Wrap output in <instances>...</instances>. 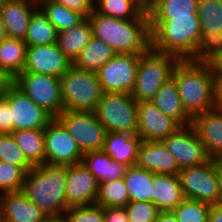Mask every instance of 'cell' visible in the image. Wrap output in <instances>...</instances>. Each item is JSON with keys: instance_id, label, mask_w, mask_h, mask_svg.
<instances>
[{"instance_id": "24", "label": "cell", "mask_w": 222, "mask_h": 222, "mask_svg": "<svg viewBox=\"0 0 222 222\" xmlns=\"http://www.w3.org/2000/svg\"><path fill=\"white\" fill-rule=\"evenodd\" d=\"M151 202L159 211H172L184 199L178 175L154 174Z\"/></svg>"}, {"instance_id": "8", "label": "cell", "mask_w": 222, "mask_h": 222, "mask_svg": "<svg viewBox=\"0 0 222 222\" xmlns=\"http://www.w3.org/2000/svg\"><path fill=\"white\" fill-rule=\"evenodd\" d=\"M197 14L201 37L189 60L212 63L222 54V1L198 0Z\"/></svg>"}, {"instance_id": "37", "label": "cell", "mask_w": 222, "mask_h": 222, "mask_svg": "<svg viewBox=\"0 0 222 222\" xmlns=\"http://www.w3.org/2000/svg\"><path fill=\"white\" fill-rule=\"evenodd\" d=\"M210 204L185 198L172 210L178 222H207Z\"/></svg>"}, {"instance_id": "27", "label": "cell", "mask_w": 222, "mask_h": 222, "mask_svg": "<svg viewBox=\"0 0 222 222\" xmlns=\"http://www.w3.org/2000/svg\"><path fill=\"white\" fill-rule=\"evenodd\" d=\"M27 45L22 39L5 38L0 42V72L12 81L23 72Z\"/></svg>"}, {"instance_id": "11", "label": "cell", "mask_w": 222, "mask_h": 222, "mask_svg": "<svg viewBox=\"0 0 222 222\" xmlns=\"http://www.w3.org/2000/svg\"><path fill=\"white\" fill-rule=\"evenodd\" d=\"M185 198L210 205L218 204L219 189L214 159L191 167H184L178 173Z\"/></svg>"}, {"instance_id": "19", "label": "cell", "mask_w": 222, "mask_h": 222, "mask_svg": "<svg viewBox=\"0 0 222 222\" xmlns=\"http://www.w3.org/2000/svg\"><path fill=\"white\" fill-rule=\"evenodd\" d=\"M2 222H45L49 217L20 190L0 195Z\"/></svg>"}, {"instance_id": "17", "label": "cell", "mask_w": 222, "mask_h": 222, "mask_svg": "<svg viewBox=\"0 0 222 222\" xmlns=\"http://www.w3.org/2000/svg\"><path fill=\"white\" fill-rule=\"evenodd\" d=\"M97 194L98 182L82 162L67 165L65 197L68 208L94 204Z\"/></svg>"}, {"instance_id": "48", "label": "cell", "mask_w": 222, "mask_h": 222, "mask_svg": "<svg viewBox=\"0 0 222 222\" xmlns=\"http://www.w3.org/2000/svg\"><path fill=\"white\" fill-rule=\"evenodd\" d=\"M155 222H178L172 211H160Z\"/></svg>"}, {"instance_id": "14", "label": "cell", "mask_w": 222, "mask_h": 222, "mask_svg": "<svg viewBox=\"0 0 222 222\" xmlns=\"http://www.w3.org/2000/svg\"><path fill=\"white\" fill-rule=\"evenodd\" d=\"M45 163L73 165L82 162L83 153L64 125L53 118L44 129Z\"/></svg>"}, {"instance_id": "41", "label": "cell", "mask_w": 222, "mask_h": 222, "mask_svg": "<svg viewBox=\"0 0 222 222\" xmlns=\"http://www.w3.org/2000/svg\"><path fill=\"white\" fill-rule=\"evenodd\" d=\"M124 208L129 222H155L160 212L155 204L144 201H129Z\"/></svg>"}, {"instance_id": "12", "label": "cell", "mask_w": 222, "mask_h": 222, "mask_svg": "<svg viewBox=\"0 0 222 222\" xmlns=\"http://www.w3.org/2000/svg\"><path fill=\"white\" fill-rule=\"evenodd\" d=\"M3 99L11 108V133L23 129H45L53 119L11 81L3 90Z\"/></svg>"}, {"instance_id": "54", "label": "cell", "mask_w": 222, "mask_h": 222, "mask_svg": "<svg viewBox=\"0 0 222 222\" xmlns=\"http://www.w3.org/2000/svg\"><path fill=\"white\" fill-rule=\"evenodd\" d=\"M7 0H0V9L5 5Z\"/></svg>"}, {"instance_id": "43", "label": "cell", "mask_w": 222, "mask_h": 222, "mask_svg": "<svg viewBox=\"0 0 222 222\" xmlns=\"http://www.w3.org/2000/svg\"><path fill=\"white\" fill-rule=\"evenodd\" d=\"M104 222H129L127 211L124 207H106Z\"/></svg>"}, {"instance_id": "49", "label": "cell", "mask_w": 222, "mask_h": 222, "mask_svg": "<svg viewBox=\"0 0 222 222\" xmlns=\"http://www.w3.org/2000/svg\"><path fill=\"white\" fill-rule=\"evenodd\" d=\"M215 73H222V54L212 62Z\"/></svg>"}, {"instance_id": "29", "label": "cell", "mask_w": 222, "mask_h": 222, "mask_svg": "<svg viewBox=\"0 0 222 222\" xmlns=\"http://www.w3.org/2000/svg\"><path fill=\"white\" fill-rule=\"evenodd\" d=\"M198 0H155L147 7L150 20L198 17Z\"/></svg>"}, {"instance_id": "31", "label": "cell", "mask_w": 222, "mask_h": 222, "mask_svg": "<svg viewBox=\"0 0 222 222\" xmlns=\"http://www.w3.org/2000/svg\"><path fill=\"white\" fill-rule=\"evenodd\" d=\"M155 173L137 165L127 167L123 180L130 201L151 202L153 195L152 180Z\"/></svg>"}, {"instance_id": "23", "label": "cell", "mask_w": 222, "mask_h": 222, "mask_svg": "<svg viewBox=\"0 0 222 222\" xmlns=\"http://www.w3.org/2000/svg\"><path fill=\"white\" fill-rule=\"evenodd\" d=\"M141 141L137 134L107 132L102 150L114 161L129 167L136 165Z\"/></svg>"}, {"instance_id": "40", "label": "cell", "mask_w": 222, "mask_h": 222, "mask_svg": "<svg viewBox=\"0 0 222 222\" xmlns=\"http://www.w3.org/2000/svg\"><path fill=\"white\" fill-rule=\"evenodd\" d=\"M65 222H104V207L98 204L68 208L63 215Z\"/></svg>"}, {"instance_id": "1", "label": "cell", "mask_w": 222, "mask_h": 222, "mask_svg": "<svg viewBox=\"0 0 222 222\" xmlns=\"http://www.w3.org/2000/svg\"><path fill=\"white\" fill-rule=\"evenodd\" d=\"M172 78L186 113L195 116L218 107L216 102V78L212 63L179 60Z\"/></svg>"}, {"instance_id": "13", "label": "cell", "mask_w": 222, "mask_h": 222, "mask_svg": "<svg viewBox=\"0 0 222 222\" xmlns=\"http://www.w3.org/2000/svg\"><path fill=\"white\" fill-rule=\"evenodd\" d=\"M140 55L116 54L96 73L103 93H131Z\"/></svg>"}, {"instance_id": "25", "label": "cell", "mask_w": 222, "mask_h": 222, "mask_svg": "<svg viewBox=\"0 0 222 222\" xmlns=\"http://www.w3.org/2000/svg\"><path fill=\"white\" fill-rule=\"evenodd\" d=\"M164 115L176 120L181 126L192 124V118L186 113L173 78L165 82L151 101Z\"/></svg>"}, {"instance_id": "47", "label": "cell", "mask_w": 222, "mask_h": 222, "mask_svg": "<svg viewBox=\"0 0 222 222\" xmlns=\"http://www.w3.org/2000/svg\"><path fill=\"white\" fill-rule=\"evenodd\" d=\"M216 78V102L222 108V73H215Z\"/></svg>"}, {"instance_id": "35", "label": "cell", "mask_w": 222, "mask_h": 222, "mask_svg": "<svg viewBox=\"0 0 222 222\" xmlns=\"http://www.w3.org/2000/svg\"><path fill=\"white\" fill-rule=\"evenodd\" d=\"M38 6L47 16L49 22L56 28L57 32L70 29L85 19L82 14L69 10L65 6L51 0H38Z\"/></svg>"}, {"instance_id": "4", "label": "cell", "mask_w": 222, "mask_h": 222, "mask_svg": "<svg viewBox=\"0 0 222 222\" xmlns=\"http://www.w3.org/2000/svg\"><path fill=\"white\" fill-rule=\"evenodd\" d=\"M151 48L155 51L190 59L200 41L198 17H173L170 20H150Z\"/></svg>"}, {"instance_id": "45", "label": "cell", "mask_w": 222, "mask_h": 222, "mask_svg": "<svg viewBox=\"0 0 222 222\" xmlns=\"http://www.w3.org/2000/svg\"><path fill=\"white\" fill-rule=\"evenodd\" d=\"M214 165L219 189L218 205H222V158L214 159Z\"/></svg>"}, {"instance_id": "34", "label": "cell", "mask_w": 222, "mask_h": 222, "mask_svg": "<svg viewBox=\"0 0 222 222\" xmlns=\"http://www.w3.org/2000/svg\"><path fill=\"white\" fill-rule=\"evenodd\" d=\"M57 30L47 16L38 8L32 15L24 42L27 47L54 44L57 42Z\"/></svg>"}, {"instance_id": "22", "label": "cell", "mask_w": 222, "mask_h": 222, "mask_svg": "<svg viewBox=\"0 0 222 222\" xmlns=\"http://www.w3.org/2000/svg\"><path fill=\"white\" fill-rule=\"evenodd\" d=\"M38 8V0H7L0 9L7 37L24 40L31 17Z\"/></svg>"}, {"instance_id": "39", "label": "cell", "mask_w": 222, "mask_h": 222, "mask_svg": "<svg viewBox=\"0 0 222 222\" xmlns=\"http://www.w3.org/2000/svg\"><path fill=\"white\" fill-rule=\"evenodd\" d=\"M26 172L20 167L0 161V195L23 189Z\"/></svg>"}, {"instance_id": "52", "label": "cell", "mask_w": 222, "mask_h": 222, "mask_svg": "<svg viewBox=\"0 0 222 222\" xmlns=\"http://www.w3.org/2000/svg\"><path fill=\"white\" fill-rule=\"evenodd\" d=\"M45 222H65L63 217H49Z\"/></svg>"}, {"instance_id": "26", "label": "cell", "mask_w": 222, "mask_h": 222, "mask_svg": "<svg viewBox=\"0 0 222 222\" xmlns=\"http://www.w3.org/2000/svg\"><path fill=\"white\" fill-rule=\"evenodd\" d=\"M93 37L88 18L70 29L57 33L58 48L73 63Z\"/></svg>"}, {"instance_id": "18", "label": "cell", "mask_w": 222, "mask_h": 222, "mask_svg": "<svg viewBox=\"0 0 222 222\" xmlns=\"http://www.w3.org/2000/svg\"><path fill=\"white\" fill-rule=\"evenodd\" d=\"M182 127L173 118L164 115L151 102L138 103V131L141 140L161 141Z\"/></svg>"}, {"instance_id": "32", "label": "cell", "mask_w": 222, "mask_h": 222, "mask_svg": "<svg viewBox=\"0 0 222 222\" xmlns=\"http://www.w3.org/2000/svg\"><path fill=\"white\" fill-rule=\"evenodd\" d=\"M11 134L33 166L45 163L44 129H23L14 131Z\"/></svg>"}, {"instance_id": "30", "label": "cell", "mask_w": 222, "mask_h": 222, "mask_svg": "<svg viewBox=\"0 0 222 222\" xmlns=\"http://www.w3.org/2000/svg\"><path fill=\"white\" fill-rule=\"evenodd\" d=\"M115 55L116 53L109 45L93 36L73 65L81 70L96 73Z\"/></svg>"}, {"instance_id": "20", "label": "cell", "mask_w": 222, "mask_h": 222, "mask_svg": "<svg viewBox=\"0 0 222 222\" xmlns=\"http://www.w3.org/2000/svg\"><path fill=\"white\" fill-rule=\"evenodd\" d=\"M210 159L222 158V108L195 116L191 124Z\"/></svg>"}, {"instance_id": "51", "label": "cell", "mask_w": 222, "mask_h": 222, "mask_svg": "<svg viewBox=\"0 0 222 222\" xmlns=\"http://www.w3.org/2000/svg\"><path fill=\"white\" fill-rule=\"evenodd\" d=\"M5 38H7V34H6V30H5V25L3 23L1 15H0V42L2 40H4Z\"/></svg>"}, {"instance_id": "2", "label": "cell", "mask_w": 222, "mask_h": 222, "mask_svg": "<svg viewBox=\"0 0 222 222\" xmlns=\"http://www.w3.org/2000/svg\"><path fill=\"white\" fill-rule=\"evenodd\" d=\"M88 19L93 36L109 45L116 54L140 55L151 48L147 10L139 18L127 20L104 16L93 10Z\"/></svg>"}, {"instance_id": "36", "label": "cell", "mask_w": 222, "mask_h": 222, "mask_svg": "<svg viewBox=\"0 0 222 222\" xmlns=\"http://www.w3.org/2000/svg\"><path fill=\"white\" fill-rule=\"evenodd\" d=\"M130 201L123 178L98 183L96 204L106 207H125Z\"/></svg>"}, {"instance_id": "6", "label": "cell", "mask_w": 222, "mask_h": 222, "mask_svg": "<svg viewBox=\"0 0 222 222\" xmlns=\"http://www.w3.org/2000/svg\"><path fill=\"white\" fill-rule=\"evenodd\" d=\"M64 110L94 112L103 91L97 73L72 65L61 77Z\"/></svg>"}, {"instance_id": "53", "label": "cell", "mask_w": 222, "mask_h": 222, "mask_svg": "<svg viewBox=\"0 0 222 222\" xmlns=\"http://www.w3.org/2000/svg\"><path fill=\"white\" fill-rule=\"evenodd\" d=\"M146 7L152 4L155 0H140Z\"/></svg>"}, {"instance_id": "44", "label": "cell", "mask_w": 222, "mask_h": 222, "mask_svg": "<svg viewBox=\"0 0 222 222\" xmlns=\"http://www.w3.org/2000/svg\"><path fill=\"white\" fill-rule=\"evenodd\" d=\"M0 133H11V108L3 98L0 100Z\"/></svg>"}, {"instance_id": "42", "label": "cell", "mask_w": 222, "mask_h": 222, "mask_svg": "<svg viewBox=\"0 0 222 222\" xmlns=\"http://www.w3.org/2000/svg\"><path fill=\"white\" fill-rule=\"evenodd\" d=\"M57 4L63 5L69 10L82 14L85 18L94 10V0H51Z\"/></svg>"}, {"instance_id": "16", "label": "cell", "mask_w": 222, "mask_h": 222, "mask_svg": "<svg viewBox=\"0 0 222 222\" xmlns=\"http://www.w3.org/2000/svg\"><path fill=\"white\" fill-rule=\"evenodd\" d=\"M73 63L58 48L56 43L29 46L23 72L61 77Z\"/></svg>"}, {"instance_id": "3", "label": "cell", "mask_w": 222, "mask_h": 222, "mask_svg": "<svg viewBox=\"0 0 222 222\" xmlns=\"http://www.w3.org/2000/svg\"><path fill=\"white\" fill-rule=\"evenodd\" d=\"M67 165L39 164L25 175L22 191L48 217H63Z\"/></svg>"}, {"instance_id": "21", "label": "cell", "mask_w": 222, "mask_h": 222, "mask_svg": "<svg viewBox=\"0 0 222 222\" xmlns=\"http://www.w3.org/2000/svg\"><path fill=\"white\" fill-rule=\"evenodd\" d=\"M136 165L155 174L178 175L181 170L175 157L159 140L140 142Z\"/></svg>"}, {"instance_id": "28", "label": "cell", "mask_w": 222, "mask_h": 222, "mask_svg": "<svg viewBox=\"0 0 222 222\" xmlns=\"http://www.w3.org/2000/svg\"><path fill=\"white\" fill-rule=\"evenodd\" d=\"M82 163L95 176L98 183L123 178L127 166L114 161L103 150L83 155Z\"/></svg>"}, {"instance_id": "9", "label": "cell", "mask_w": 222, "mask_h": 222, "mask_svg": "<svg viewBox=\"0 0 222 222\" xmlns=\"http://www.w3.org/2000/svg\"><path fill=\"white\" fill-rule=\"evenodd\" d=\"M11 82L53 118L64 110L59 77L21 72Z\"/></svg>"}, {"instance_id": "10", "label": "cell", "mask_w": 222, "mask_h": 222, "mask_svg": "<svg viewBox=\"0 0 222 222\" xmlns=\"http://www.w3.org/2000/svg\"><path fill=\"white\" fill-rule=\"evenodd\" d=\"M56 118L76 140L83 155L103 149L107 131L94 112L63 110Z\"/></svg>"}, {"instance_id": "7", "label": "cell", "mask_w": 222, "mask_h": 222, "mask_svg": "<svg viewBox=\"0 0 222 222\" xmlns=\"http://www.w3.org/2000/svg\"><path fill=\"white\" fill-rule=\"evenodd\" d=\"M94 114L107 132L138 131V103L131 93H103Z\"/></svg>"}, {"instance_id": "33", "label": "cell", "mask_w": 222, "mask_h": 222, "mask_svg": "<svg viewBox=\"0 0 222 222\" xmlns=\"http://www.w3.org/2000/svg\"><path fill=\"white\" fill-rule=\"evenodd\" d=\"M94 10L118 19H137L147 7L140 0H94Z\"/></svg>"}, {"instance_id": "50", "label": "cell", "mask_w": 222, "mask_h": 222, "mask_svg": "<svg viewBox=\"0 0 222 222\" xmlns=\"http://www.w3.org/2000/svg\"><path fill=\"white\" fill-rule=\"evenodd\" d=\"M9 82L10 81L0 72V94H3V90Z\"/></svg>"}, {"instance_id": "5", "label": "cell", "mask_w": 222, "mask_h": 222, "mask_svg": "<svg viewBox=\"0 0 222 222\" xmlns=\"http://www.w3.org/2000/svg\"><path fill=\"white\" fill-rule=\"evenodd\" d=\"M179 60L175 55L152 48L140 54L137 77L131 92L133 99L137 103L152 101L161 86L172 78L173 69Z\"/></svg>"}, {"instance_id": "38", "label": "cell", "mask_w": 222, "mask_h": 222, "mask_svg": "<svg viewBox=\"0 0 222 222\" xmlns=\"http://www.w3.org/2000/svg\"><path fill=\"white\" fill-rule=\"evenodd\" d=\"M0 161L20 166L26 173L34 167L27 160L11 133H0Z\"/></svg>"}, {"instance_id": "46", "label": "cell", "mask_w": 222, "mask_h": 222, "mask_svg": "<svg viewBox=\"0 0 222 222\" xmlns=\"http://www.w3.org/2000/svg\"><path fill=\"white\" fill-rule=\"evenodd\" d=\"M207 222H222V205H211Z\"/></svg>"}, {"instance_id": "15", "label": "cell", "mask_w": 222, "mask_h": 222, "mask_svg": "<svg viewBox=\"0 0 222 222\" xmlns=\"http://www.w3.org/2000/svg\"><path fill=\"white\" fill-rule=\"evenodd\" d=\"M175 157L180 169L204 164L210 160L204 144L192 125L182 126L175 133L161 140Z\"/></svg>"}]
</instances>
